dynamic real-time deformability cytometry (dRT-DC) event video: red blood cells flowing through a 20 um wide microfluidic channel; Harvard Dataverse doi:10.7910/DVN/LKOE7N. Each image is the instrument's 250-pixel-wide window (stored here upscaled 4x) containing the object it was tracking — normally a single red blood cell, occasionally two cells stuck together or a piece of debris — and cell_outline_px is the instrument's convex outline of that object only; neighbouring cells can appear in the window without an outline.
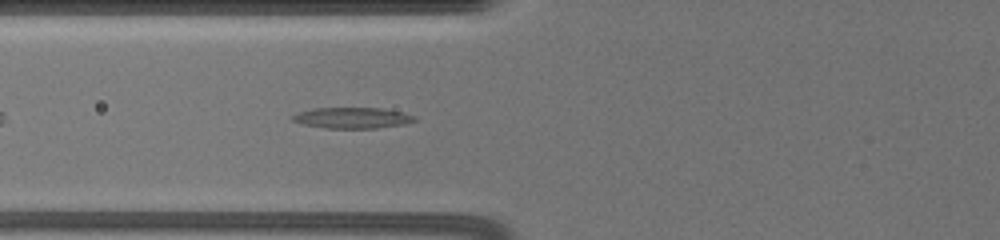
{"species": "common noctule bat (a hibernating species)", "species_latin": "Nyctalus noctula", "temperature_condition": "warm", "stored_images_in_passage": 11, "camera_frame_rate_fps": 3000, "um_per_image_px": 0.085, "animal": {"sex": "female", "body_mass_g": 19.5, "forearm_length_mm": 54.1}, "frame": {"image": 1, "passage_image": 10, "time_ms": 1.667, "image_size_px": [1000, 240], "cell_outline_px": [[416, 120], [404, 124], [376, 128], [324, 128], [304, 124], [292, 120], [288, 116], [312, 108], [384, 108], [404, 112], [416, 116]], "centroid_in_image_um": [29.95, 10.01], "position_along_channel_um": 95.8, "area_um2": 14.97}}